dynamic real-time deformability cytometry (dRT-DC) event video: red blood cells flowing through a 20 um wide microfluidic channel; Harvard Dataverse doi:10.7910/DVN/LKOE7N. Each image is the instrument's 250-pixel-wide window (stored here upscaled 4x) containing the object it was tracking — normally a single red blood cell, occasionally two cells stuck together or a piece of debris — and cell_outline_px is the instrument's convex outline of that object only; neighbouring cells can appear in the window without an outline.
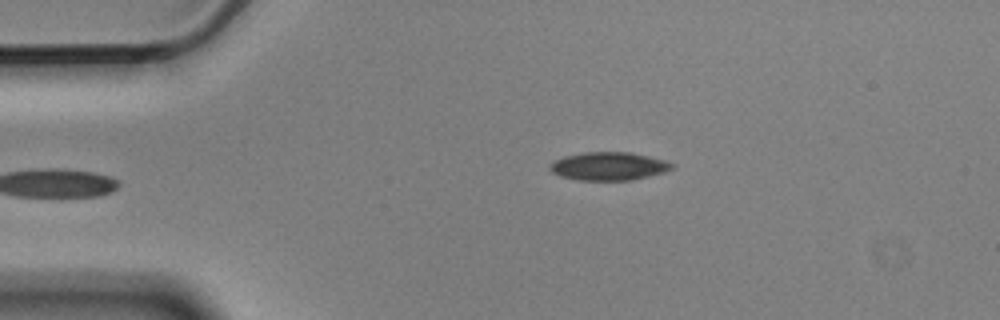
{"species": "Egyptian fruit bat (a non-hibernating species)", "species_latin": "Rousettus aegyptiacus", "temperature_condition": "cold", "stored_images_in_passage": 5, "camera_frame_rate_fps": 3000, "um_per_image_px": 0.085, "animal": {"sex": "male"}, "frame": {"image": 1, "passage_image": 5, "time_ms": 1.333, "image_size_px": [1000, 320], "cell_outline_px": [[676, 164], [672, 168], [664, 172], [632, 180], [576, 180], [560, 176], [552, 172], [548, 168], [548, 164], [564, 156], [584, 152], [628, 152], [648, 156], [664, 160]], "centroid_in_image_um": [51.71, 14.13], "position_along_channel_um": 33.3, "area_um2": 20.06}}